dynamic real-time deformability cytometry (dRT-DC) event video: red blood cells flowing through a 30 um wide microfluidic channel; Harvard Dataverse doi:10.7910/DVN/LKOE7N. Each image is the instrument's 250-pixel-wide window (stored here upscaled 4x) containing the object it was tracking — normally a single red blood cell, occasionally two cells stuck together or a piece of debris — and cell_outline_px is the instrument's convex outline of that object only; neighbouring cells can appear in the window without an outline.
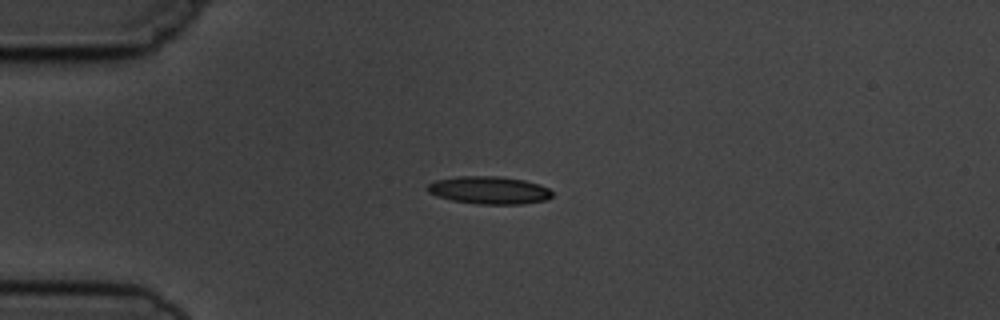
{"species": "common noctule bat (a hibernating species)", "species_latin": "Nyctalus noctula", "temperature_condition": "cold", "stored_images_in_passage": 14, "camera_frame_rate_fps": 3000, "um_per_image_px": 0.085, "animal": {"sex": "male", "body_mass_g": 19.5, "forearm_length_mm": 54.6}, "frame": {"image": 1, "passage_image": 3, "time_ms": 3.0, "image_size_px": [1000, 320], "cell_outline_px": [[552, 196], [548, 200], [520, 204], [480, 204], [452, 200], [436, 196], [428, 192], [428, 184], [436, 180], [460, 176], [500, 176], [524, 180], [540, 184], [548, 188], [552, 192]], "centroid_in_image_um": [41.61, 16.16], "position_along_channel_um": 43.4, "area_um2": 20.11}}
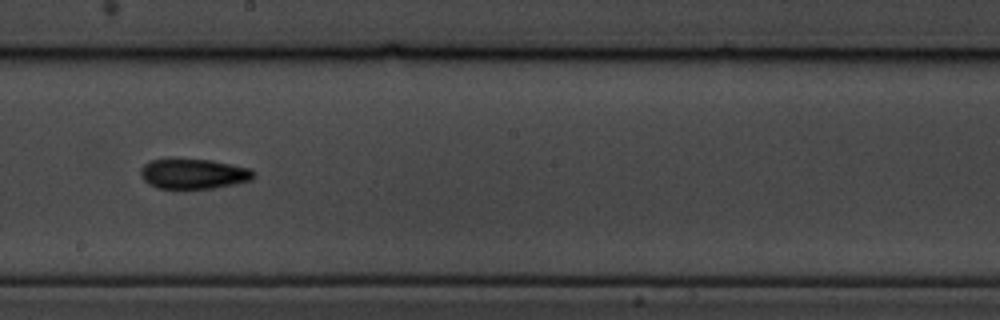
{"frame": {"image": 2, "passage_image": 8, "time_ms": 8.667, "image_size_px": [1000, 320], "cell_outline_px": [[252, 180], [212, 188], [184, 192], [156, 188], [148, 184], [140, 176], [140, 168], [144, 164], [152, 160], [212, 160], [248, 168], [252, 172]], "centroid_in_image_um": [16.36, 14.84], "position_along_channel_um": 231.8, "area_um2": 20.11}}
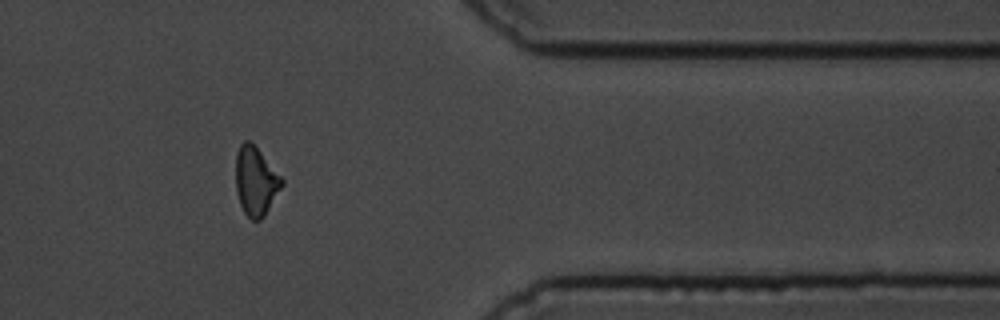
{"frame": {"image": 3, "passage_image": 12, "time_ms": 13.333, "image_size_px": [1000, 320], "cell_outline_px": [[284, 184], [264, 216], [260, 220], [252, 220], [244, 212], [240, 204], [236, 192], [236, 152], [240, 144], [244, 140], [248, 140], [260, 152], [284, 180]], "centroid_in_image_um": [21.73, 15.41], "position_along_channel_um": 389.7, "area_um2": 18.26}, "authors_computed_cell_mechanics": {"area_um2": 18.8717, "velocity_mm_per_s": 3.7542, "shape_relaxation_time_tau1_ms": 2.7885, "shape_relaxation_time_tau2_ms": 4.9377, "deformation_change_tau1": 0.1181, "deformation_change_tau2": 0.1207}}